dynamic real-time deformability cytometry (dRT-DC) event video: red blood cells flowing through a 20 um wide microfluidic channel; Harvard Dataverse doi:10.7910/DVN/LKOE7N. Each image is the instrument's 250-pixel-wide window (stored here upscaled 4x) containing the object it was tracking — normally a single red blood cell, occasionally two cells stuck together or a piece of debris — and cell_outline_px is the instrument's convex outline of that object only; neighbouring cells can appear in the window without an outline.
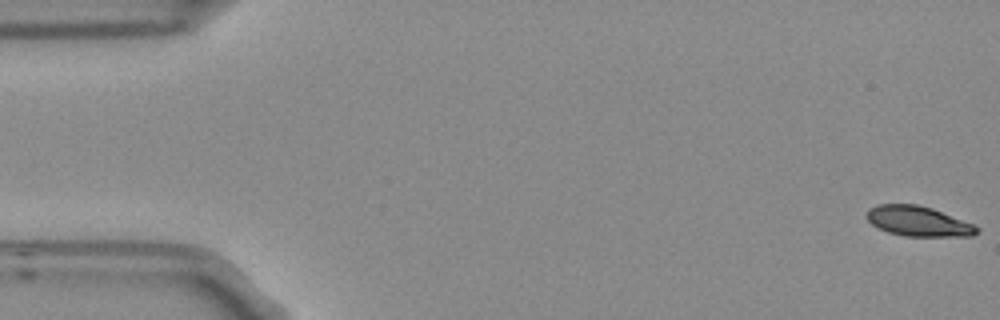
{"species": "Egyptian fruit bat (a non-hibernating species)", "species_latin": "Rousettus aegyptiacus", "temperature_condition": "room temperature", "stored_images_in_passage": 5, "segment_of_instrument_passage": [1, 2], "camera_frame_rate_fps": 3000, "um_per_image_px": 0.085, "frame": {"image": 1, "passage_image": 1, "time_ms": 0.0, "image_size_px": [1000, 320], "cell_outline_px": [[980, 232], [972, 236], [904, 236], [888, 232], [872, 224], [864, 216], [868, 208], [876, 204], [916, 204], [932, 208], [972, 224], [980, 228]], "centroid_in_image_um": [78.02, 18.8], "position_along_channel_um": 7.0, "area_um2": 19.31}}